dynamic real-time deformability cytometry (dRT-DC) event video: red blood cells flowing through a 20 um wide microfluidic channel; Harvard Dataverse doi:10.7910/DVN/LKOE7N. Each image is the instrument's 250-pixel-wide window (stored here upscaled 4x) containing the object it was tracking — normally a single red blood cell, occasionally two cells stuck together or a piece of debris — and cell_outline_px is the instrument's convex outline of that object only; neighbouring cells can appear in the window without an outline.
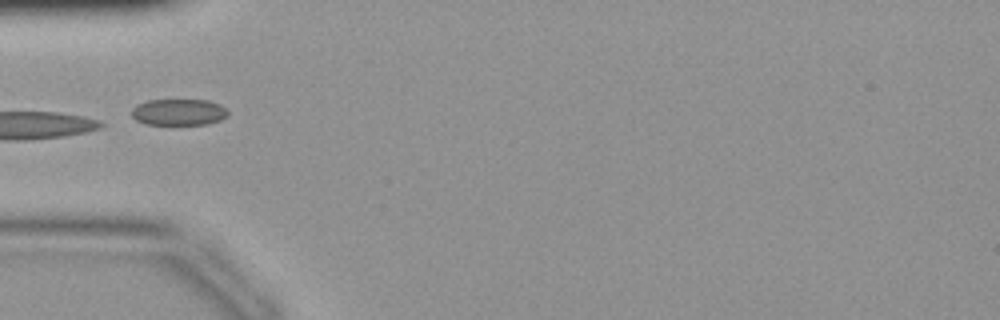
{"species": "common noctule bat (a hibernating species)", "species_latin": "Nyctalus noctula", "temperature_condition": "warm", "stored_images_in_passage": 28, "camera_frame_rate_fps": 3000, "um_per_image_px": 0.085, "animal": {"sex": "female", "body_mass_g": 19.9}, "frame": {"image": 1, "passage_image": 1, "time_ms": 0.0, "image_size_px": [1000, 320], "cell_outline_px": [[228, 116], [220, 120], [208, 124], [144, 124], [136, 120], [132, 116], [132, 108], [136, 104], [148, 100], [208, 100], [220, 104], [228, 112]], "centroid_in_image_um": [15.18, 9.53], "position_along_channel_um": 69.8, "area_um2": 14.85}}